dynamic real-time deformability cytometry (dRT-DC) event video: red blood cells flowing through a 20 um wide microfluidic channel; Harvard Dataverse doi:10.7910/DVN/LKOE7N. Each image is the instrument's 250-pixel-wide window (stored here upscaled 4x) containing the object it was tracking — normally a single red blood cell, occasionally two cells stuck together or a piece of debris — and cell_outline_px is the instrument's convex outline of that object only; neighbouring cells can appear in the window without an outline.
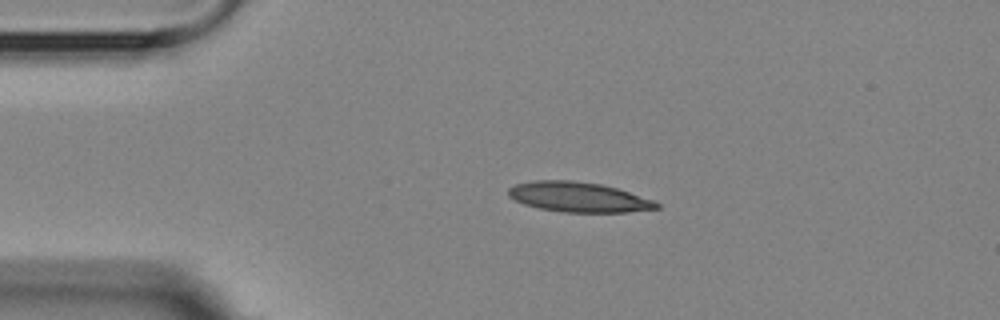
{"species": "Egyptian fruit bat (a non-hibernating species)", "species_latin": "Rousettus aegyptiacus", "temperature_condition": "room temperature", "stored_images_in_passage": 2, "camera_frame_rate_fps": 3000, "um_per_image_px": 0.085, "animal": {"sex": "female"}, "frame": {"image": 1, "passage_image": 1, "time_ms": 0.0, "image_size_px": [1000, 320], "cell_outline_px": [[660, 208], [628, 212], [564, 212], [540, 208], [524, 204], [508, 196], [508, 188], [516, 184], [532, 180], [572, 180], [600, 184], [616, 188], [652, 200], [660, 204]], "centroid_in_image_um": [49.15, 16.75], "position_along_channel_um": 35.9, "area_um2": 25.66}}